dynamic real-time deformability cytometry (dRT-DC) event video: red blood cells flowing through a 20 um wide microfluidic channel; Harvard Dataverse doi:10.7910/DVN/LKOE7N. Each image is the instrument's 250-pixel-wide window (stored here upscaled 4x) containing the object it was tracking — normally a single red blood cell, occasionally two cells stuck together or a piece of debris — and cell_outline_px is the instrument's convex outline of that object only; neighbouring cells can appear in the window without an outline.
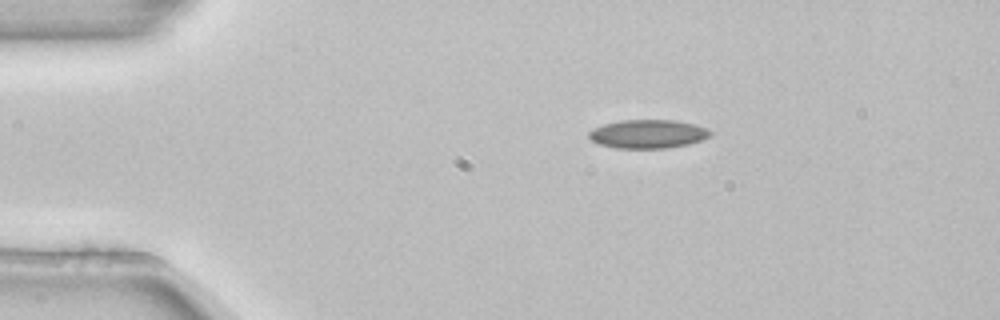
{"species": "common noctule bat (a hibernating species)", "species_latin": "Nyctalus noctula", "temperature_condition": "room temperature", "stored_images_in_passage": 4, "camera_frame_rate_fps": 3000, "um_per_image_px": 0.085, "animal": {"sex": "female", "body_mass_g": 22.7, "forearm_length_mm": 54.2}, "frame": {"image": 1, "passage_image": 1, "time_ms": 0.0, "image_size_px": [1000, 320], "cell_outline_px": [[712, 136], [688, 144], [668, 148], [616, 148], [600, 144], [592, 140], [588, 136], [588, 132], [592, 128], [604, 124], [620, 120], [672, 120], [692, 124], [708, 128], [712, 132]], "centroid_in_image_um": [55.07, 11.38], "position_along_channel_um": 29.9, "area_um2": 20.23}}
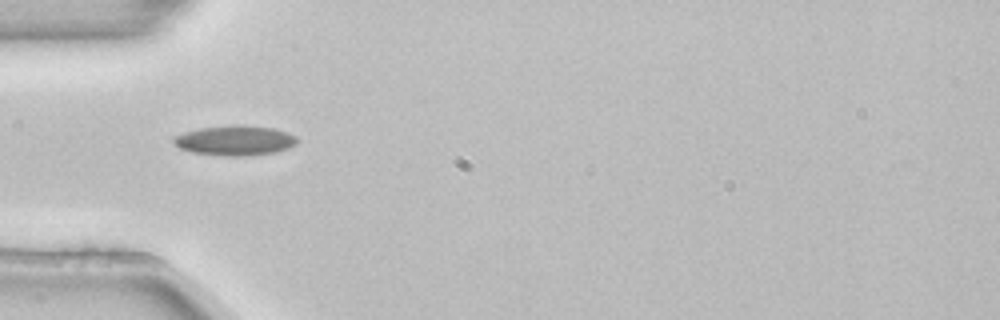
{"frame": {"image": 2, "passage_image": 3, "time_ms": 0.667, "image_size_px": [1000, 320], "cell_outline_px": [[300, 140], [296, 144], [288, 148], [276, 152], [248, 156], [220, 156], [192, 152], [180, 148], [172, 140], [176, 136], [184, 132], [200, 128], [236, 124], [272, 128], [288, 132], [296, 136]], "centroid_in_image_um": [20.01, 11.94], "position_along_channel_um": 65.0, "area_um2": 21.68}}